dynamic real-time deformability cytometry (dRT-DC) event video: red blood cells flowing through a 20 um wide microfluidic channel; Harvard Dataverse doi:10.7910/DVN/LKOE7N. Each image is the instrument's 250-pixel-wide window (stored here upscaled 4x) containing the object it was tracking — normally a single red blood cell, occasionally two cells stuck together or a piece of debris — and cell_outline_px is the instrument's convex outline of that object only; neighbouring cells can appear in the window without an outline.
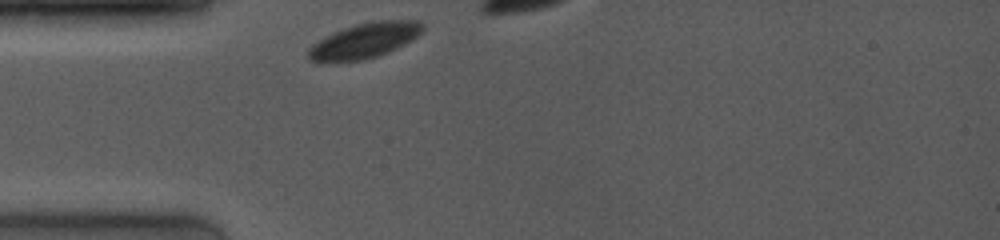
{"species": "common noctule bat (a hibernating species)", "species_latin": "Nyctalus noctula", "temperature_condition": "room temperature", "stored_images_in_passage": 11, "camera_frame_rate_fps": 4000, "um_per_image_px": 0.085, "animal": {"sex": "female", "body_mass_g": 19.0, "forearm_length_mm": 53.3}, "frame": {"image": 1, "passage_image": 1, "time_ms": 0.0, "image_size_px": [1000, 240], "cell_outline_px": [[424, 28], [416, 36], [396, 48], [376, 56], [360, 60], [312, 60], [308, 56], [308, 48], [312, 44], [332, 32], [356, 24], [376, 20], [420, 20], [424, 24]], "centroid_in_image_um": [31.01, 3.4], "position_along_channel_um": 54.0, "area_um2": 22.77}}